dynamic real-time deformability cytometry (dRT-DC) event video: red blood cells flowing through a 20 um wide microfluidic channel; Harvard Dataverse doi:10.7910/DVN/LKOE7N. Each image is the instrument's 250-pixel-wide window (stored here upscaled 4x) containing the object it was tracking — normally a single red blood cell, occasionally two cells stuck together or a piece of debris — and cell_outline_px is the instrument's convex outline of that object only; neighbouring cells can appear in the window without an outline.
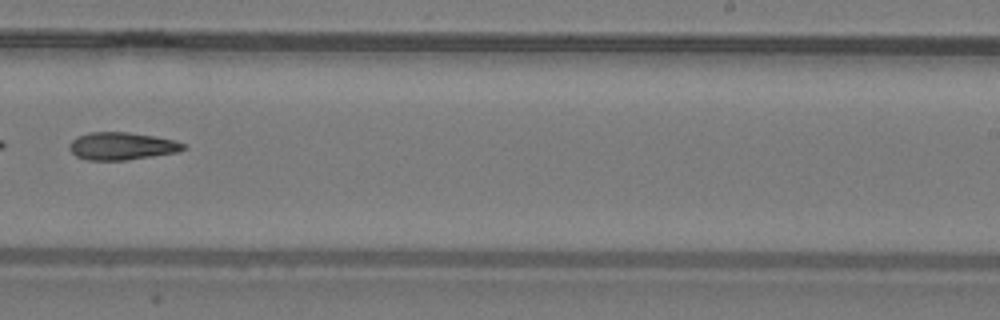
{"species": "common noctule bat (a hibernating species)", "species_latin": "Nyctalus noctula", "temperature_condition": "warm", "stored_images_in_passage": 29, "camera_frame_rate_fps": 3000, "um_per_image_px": 0.085, "animal": {"sex": "male", "body_mass_g": 19.2, "forearm_length_mm": 51.8}, "frame": {"image": 1, "passage_image": 17, "time_ms": 5.333, "image_size_px": [1000, 320], "cell_outline_px": [[184, 148], [180, 152], [124, 160], [84, 160], [76, 156], [68, 148], [68, 144], [76, 136], [88, 132], [128, 132], [156, 136], [172, 140], [184, 144]], "centroid_in_image_um": [10.29, 12.41], "position_along_channel_um": 278.7, "area_um2": 18.38}}